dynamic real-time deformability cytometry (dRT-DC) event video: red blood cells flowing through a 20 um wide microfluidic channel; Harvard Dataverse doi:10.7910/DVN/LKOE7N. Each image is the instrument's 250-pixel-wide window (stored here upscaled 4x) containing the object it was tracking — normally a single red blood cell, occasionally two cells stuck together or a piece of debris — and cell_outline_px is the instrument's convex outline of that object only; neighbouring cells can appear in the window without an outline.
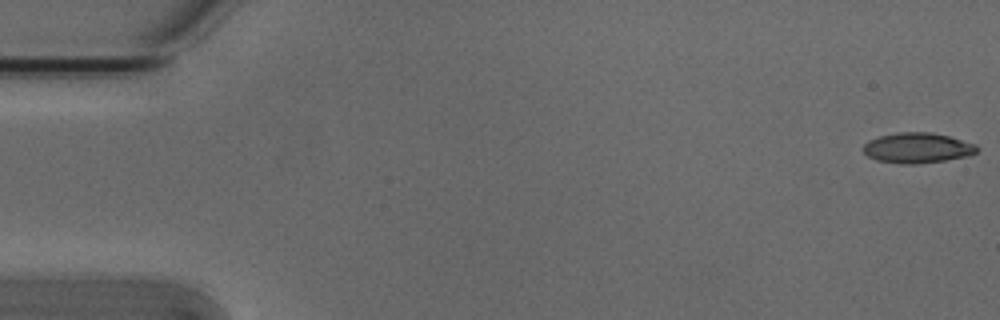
{"species": "Egyptian fruit bat (a non-hibernating species)", "species_latin": "Rousettus aegyptiacus", "temperature_condition": "cold", "stored_images_in_passage": 4, "camera_frame_rate_fps": 3000, "um_per_image_px": 0.085, "animal": {"sex": "male"}, "frame": {"image": 1, "passage_image": 1, "time_ms": 0.0, "image_size_px": [1000, 320], "cell_outline_px": [[980, 148], [976, 152], [968, 156], [944, 160], [916, 164], [900, 164], [876, 160], [868, 156], [864, 152], [864, 144], [868, 140], [880, 136], [900, 132], [932, 132], [948, 136], [976, 144]], "centroid_in_image_um": [77.98, 12.57], "position_along_channel_um": 7.0, "area_um2": 20.06}}
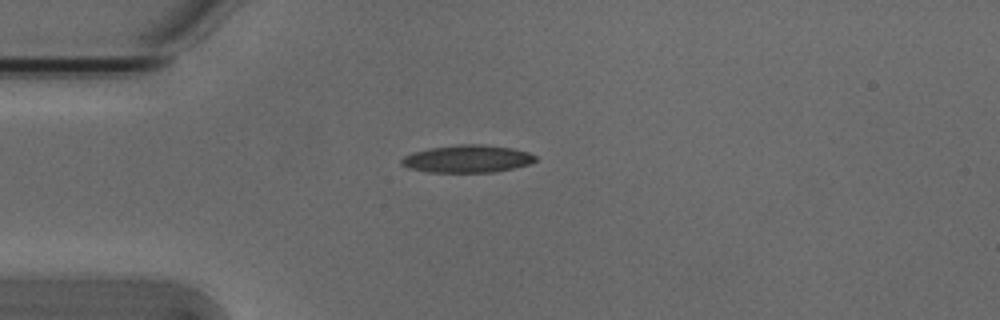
{"frame": {"image": 2, "passage_image": 4, "time_ms": 1.0, "image_size_px": [1000, 320], "cell_outline_px": [[536, 160], [528, 164], [496, 172], [428, 172], [408, 168], [400, 164], [400, 160], [404, 156], [412, 152], [428, 148], [460, 144], [484, 144], [512, 148], [528, 152], [536, 156]], "centroid_in_image_um": [39.69, 13.49], "position_along_channel_um": 45.3, "area_um2": 21.56}}